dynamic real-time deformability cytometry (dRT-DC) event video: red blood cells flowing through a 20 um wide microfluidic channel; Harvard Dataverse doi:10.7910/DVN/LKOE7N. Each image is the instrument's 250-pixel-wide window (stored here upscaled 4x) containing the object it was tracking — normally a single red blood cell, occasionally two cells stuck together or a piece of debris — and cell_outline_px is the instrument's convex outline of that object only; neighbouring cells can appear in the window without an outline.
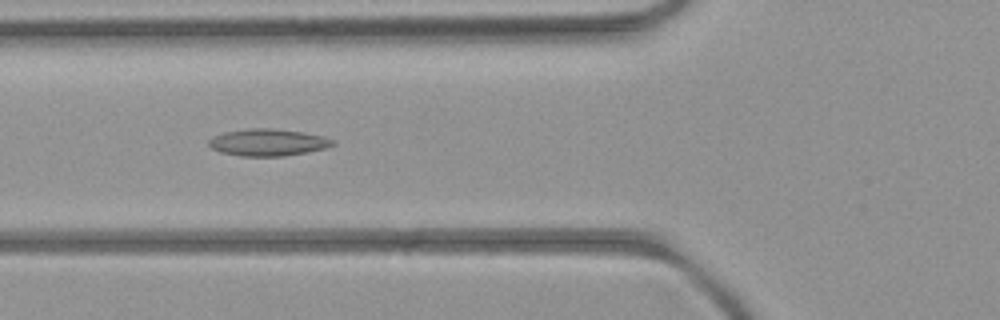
{"species": "common noctule bat (a hibernating species)", "species_latin": "Nyctalus noctula", "temperature_condition": "room temperature", "stored_images_in_passage": 7, "camera_frame_rate_fps": 3000, "um_per_image_px": 0.085, "animal": {"sex": "female", "body_mass_g": 21.9}, "frame": {"image": 1, "passage_image": 5, "time_ms": 4.667, "image_size_px": [1000, 320], "cell_outline_px": [[336, 144], [324, 148], [308, 152], [284, 156], [240, 156], [220, 152], [212, 148], [208, 144], [208, 140], [212, 136], [224, 132], [248, 128], [272, 128], [304, 132], [324, 136], [336, 140]], "centroid_in_image_um": [22.78, 12.1], "position_along_channel_um": 103.0, "area_um2": 19.71}}
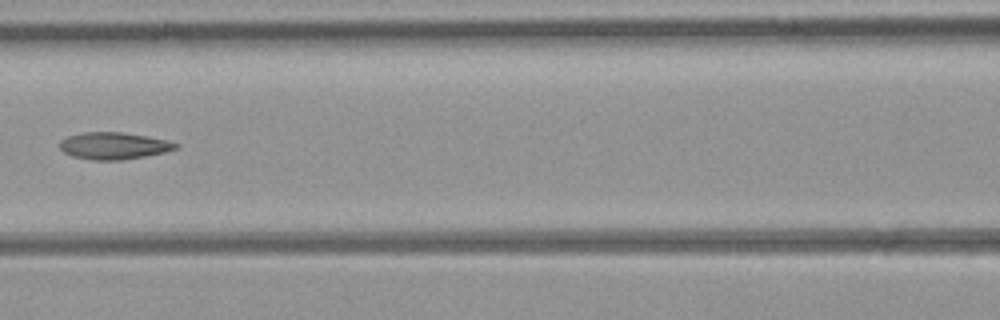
{"frame": {"image": 2, "passage_image": 6, "time_ms": 6.0, "image_size_px": [1000, 320], "cell_outline_px": [[180, 144], [176, 148], [164, 152], [144, 156], [120, 160], [92, 160], [72, 156], [64, 152], [60, 148], [60, 140], [68, 136], [84, 132], [124, 132], [148, 136], [168, 140]], "centroid_in_image_um": [9.67, 12.38], "position_along_channel_um": 156.9, "area_um2": 18.21}}
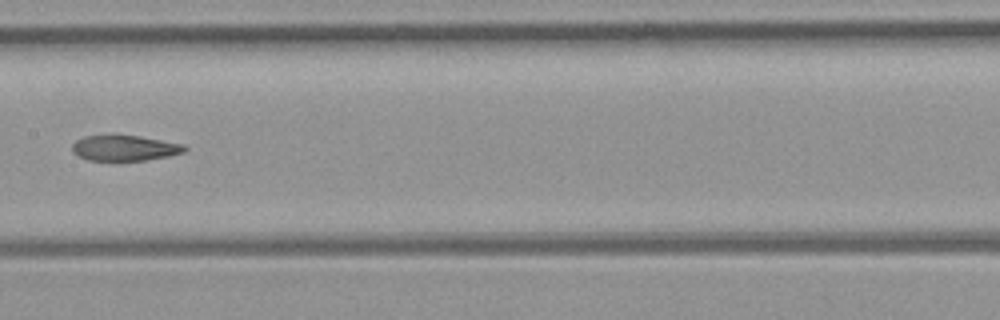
{"frame": {"image": 3, "passage_image": 7, "time_ms": 7.0, "image_size_px": [1000, 320], "cell_outline_px": [[188, 148], [184, 152], [168, 156], [144, 160], [116, 164], [88, 160], [72, 152], [72, 144], [76, 140], [84, 136], [140, 136], [184, 144]], "centroid_in_image_um": [10.57, 12.64], "position_along_channel_um": 196.8, "area_um2": 17.28}}